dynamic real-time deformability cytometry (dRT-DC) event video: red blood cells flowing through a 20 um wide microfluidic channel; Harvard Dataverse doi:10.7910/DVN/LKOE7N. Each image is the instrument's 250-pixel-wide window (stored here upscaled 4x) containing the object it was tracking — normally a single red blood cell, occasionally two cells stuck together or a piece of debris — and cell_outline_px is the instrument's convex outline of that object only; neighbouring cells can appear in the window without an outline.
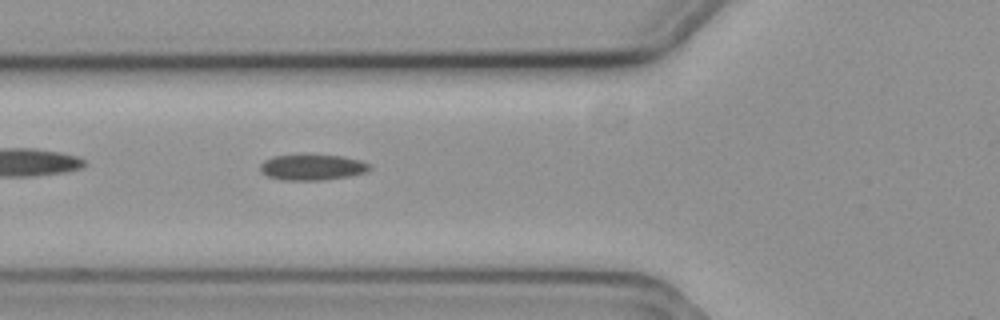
{"species": "common noctule bat (a hibernating species)", "species_latin": "Nyctalus noctula", "temperature_condition": "cold", "stored_images_in_passage": 40, "camera_frame_rate_fps": 3000, "um_per_image_px": 0.085, "animal": {"sex": "female", "body_mass_g": 19.3, "forearm_length_mm": 54.1}, "frame": {"image": 1, "passage_image": 6, "time_ms": 1.667, "image_size_px": [1000, 320], "cell_outline_px": [[368, 168], [364, 172], [348, 176], [320, 180], [284, 180], [268, 176], [260, 172], [260, 164], [264, 160], [272, 156], [344, 156], [360, 160], [368, 164]], "centroid_in_image_um": [26.47, 14.23], "position_along_channel_um": 99.3, "area_um2": 15.9}}